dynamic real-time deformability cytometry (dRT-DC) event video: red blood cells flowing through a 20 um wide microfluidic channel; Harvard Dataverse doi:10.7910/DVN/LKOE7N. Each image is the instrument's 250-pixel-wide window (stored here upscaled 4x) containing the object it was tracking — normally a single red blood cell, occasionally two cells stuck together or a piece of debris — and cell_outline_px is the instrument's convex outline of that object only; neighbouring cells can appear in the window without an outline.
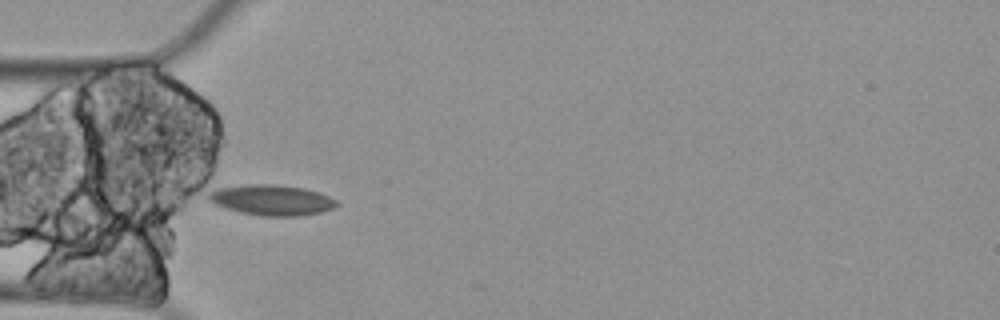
{"species": "Egyptian fruit bat (a non-hibernating species)", "species_latin": "Rousettus aegyptiacus", "temperature_condition": "cold", "stored_images_in_passage": 6, "camera_frame_rate_fps": 3000, "um_per_image_px": 0.085, "animal": {"sex": "female"}, "frame": {"image": 1, "passage_image": 5, "time_ms": 1.333, "image_size_px": [1000, 320], "cell_outline_px": [[340, 204], [332, 208], [320, 212], [296, 216], [260, 216], [240, 212], [224, 208], [208, 200], [208, 196], [212, 184], [272, 184], [304, 188], [320, 192], [336, 200]], "centroid_in_image_um": [22.96, 16.96], "position_along_channel_um": 62.0, "area_um2": 23.47}}